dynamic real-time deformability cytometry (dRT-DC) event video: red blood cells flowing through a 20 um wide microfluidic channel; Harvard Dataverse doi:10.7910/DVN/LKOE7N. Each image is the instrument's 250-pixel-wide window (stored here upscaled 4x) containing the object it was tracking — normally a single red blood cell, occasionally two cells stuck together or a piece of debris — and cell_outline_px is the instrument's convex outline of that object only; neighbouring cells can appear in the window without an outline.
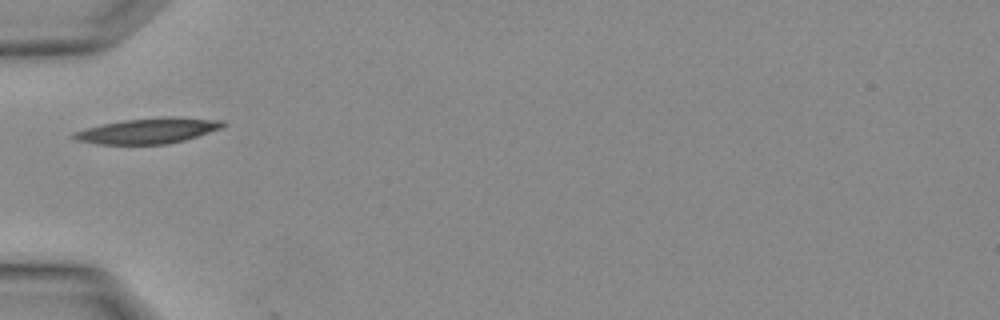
{"species": "Egyptian fruit bat (a non-hibernating species)", "species_latin": "Rousettus aegyptiacus", "temperature_condition": "warm", "stored_images_in_passage": 2, "camera_frame_rate_fps": 3000, "um_per_image_px": 0.085, "animal": {"sex": "female"}, "frame": {"image": 1, "passage_image": 2, "time_ms": 0.333, "image_size_px": [1000, 320], "cell_outline_px": [[228, 124], [224, 128], [184, 140], [168, 144], [96, 144], [76, 140], [72, 136], [72, 132], [104, 124], [124, 120], [168, 116], [172, 116], [224, 120]], "centroid_in_image_um": [12.67, 11.11], "position_along_channel_um": 72.3, "area_um2": 22.25}}